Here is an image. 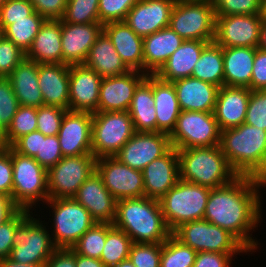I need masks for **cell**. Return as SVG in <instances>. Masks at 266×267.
Listing matches in <instances>:
<instances>
[{
  "label": "cell",
  "mask_w": 266,
  "mask_h": 267,
  "mask_svg": "<svg viewBox=\"0 0 266 267\" xmlns=\"http://www.w3.org/2000/svg\"><path fill=\"white\" fill-rule=\"evenodd\" d=\"M176 0H139L128 12L126 24L144 38L169 27Z\"/></svg>",
  "instance_id": "20"
},
{
  "label": "cell",
  "mask_w": 266,
  "mask_h": 267,
  "mask_svg": "<svg viewBox=\"0 0 266 267\" xmlns=\"http://www.w3.org/2000/svg\"><path fill=\"white\" fill-rule=\"evenodd\" d=\"M9 78L0 77V125L6 130L19 107Z\"/></svg>",
  "instance_id": "46"
},
{
  "label": "cell",
  "mask_w": 266,
  "mask_h": 267,
  "mask_svg": "<svg viewBox=\"0 0 266 267\" xmlns=\"http://www.w3.org/2000/svg\"><path fill=\"white\" fill-rule=\"evenodd\" d=\"M197 252L171 235L161 244L160 267H193Z\"/></svg>",
  "instance_id": "39"
},
{
  "label": "cell",
  "mask_w": 266,
  "mask_h": 267,
  "mask_svg": "<svg viewBox=\"0 0 266 267\" xmlns=\"http://www.w3.org/2000/svg\"><path fill=\"white\" fill-rule=\"evenodd\" d=\"M34 12L29 0H6L0 7V20L26 19Z\"/></svg>",
  "instance_id": "52"
},
{
  "label": "cell",
  "mask_w": 266,
  "mask_h": 267,
  "mask_svg": "<svg viewBox=\"0 0 266 267\" xmlns=\"http://www.w3.org/2000/svg\"><path fill=\"white\" fill-rule=\"evenodd\" d=\"M169 137L176 149L218 146L220 129L213 112L181 111Z\"/></svg>",
  "instance_id": "12"
},
{
  "label": "cell",
  "mask_w": 266,
  "mask_h": 267,
  "mask_svg": "<svg viewBox=\"0 0 266 267\" xmlns=\"http://www.w3.org/2000/svg\"><path fill=\"white\" fill-rule=\"evenodd\" d=\"M46 202L54 209V230L50 232L56 248H72L96 223L90 212L74 198L48 199Z\"/></svg>",
  "instance_id": "9"
},
{
  "label": "cell",
  "mask_w": 266,
  "mask_h": 267,
  "mask_svg": "<svg viewBox=\"0 0 266 267\" xmlns=\"http://www.w3.org/2000/svg\"><path fill=\"white\" fill-rule=\"evenodd\" d=\"M106 242V223L96 222L72 247L79 255L100 259Z\"/></svg>",
  "instance_id": "40"
},
{
  "label": "cell",
  "mask_w": 266,
  "mask_h": 267,
  "mask_svg": "<svg viewBox=\"0 0 266 267\" xmlns=\"http://www.w3.org/2000/svg\"><path fill=\"white\" fill-rule=\"evenodd\" d=\"M146 76L144 72L130 70L122 75L102 78L98 112L128 111L135 89Z\"/></svg>",
  "instance_id": "18"
},
{
  "label": "cell",
  "mask_w": 266,
  "mask_h": 267,
  "mask_svg": "<svg viewBox=\"0 0 266 267\" xmlns=\"http://www.w3.org/2000/svg\"><path fill=\"white\" fill-rule=\"evenodd\" d=\"M112 225L123 230L133 243L163 244L172 235L159 200L145 196L118 200Z\"/></svg>",
  "instance_id": "3"
},
{
  "label": "cell",
  "mask_w": 266,
  "mask_h": 267,
  "mask_svg": "<svg viewBox=\"0 0 266 267\" xmlns=\"http://www.w3.org/2000/svg\"><path fill=\"white\" fill-rule=\"evenodd\" d=\"M257 48L266 51V19L265 18H263V22L260 27L259 42H258Z\"/></svg>",
  "instance_id": "63"
},
{
  "label": "cell",
  "mask_w": 266,
  "mask_h": 267,
  "mask_svg": "<svg viewBox=\"0 0 266 267\" xmlns=\"http://www.w3.org/2000/svg\"><path fill=\"white\" fill-rule=\"evenodd\" d=\"M160 243H133L129 259L135 267H160Z\"/></svg>",
  "instance_id": "44"
},
{
  "label": "cell",
  "mask_w": 266,
  "mask_h": 267,
  "mask_svg": "<svg viewBox=\"0 0 266 267\" xmlns=\"http://www.w3.org/2000/svg\"><path fill=\"white\" fill-rule=\"evenodd\" d=\"M178 2H205L210 3L211 0H176Z\"/></svg>",
  "instance_id": "65"
},
{
  "label": "cell",
  "mask_w": 266,
  "mask_h": 267,
  "mask_svg": "<svg viewBox=\"0 0 266 267\" xmlns=\"http://www.w3.org/2000/svg\"><path fill=\"white\" fill-rule=\"evenodd\" d=\"M208 43L202 40H184L155 75L165 82L191 77L194 66Z\"/></svg>",
  "instance_id": "30"
},
{
  "label": "cell",
  "mask_w": 266,
  "mask_h": 267,
  "mask_svg": "<svg viewBox=\"0 0 266 267\" xmlns=\"http://www.w3.org/2000/svg\"><path fill=\"white\" fill-rule=\"evenodd\" d=\"M184 40L170 27L143 38V72L155 75Z\"/></svg>",
  "instance_id": "27"
},
{
  "label": "cell",
  "mask_w": 266,
  "mask_h": 267,
  "mask_svg": "<svg viewBox=\"0 0 266 267\" xmlns=\"http://www.w3.org/2000/svg\"><path fill=\"white\" fill-rule=\"evenodd\" d=\"M36 11L45 20H61L68 0H29Z\"/></svg>",
  "instance_id": "54"
},
{
  "label": "cell",
  "mask_w": 266,
  "mask_h": 267,
  "mask_svg": "<svg viewBox=\"0 0 266 267\" xmlns=\"http://www.w3.org/2000/svg\"><path fill=\"white\" fill-rule=\"evenodd\" d=\"M236 253L197 252L193 267H230Z\"/></svg>",
  "instance_id": "56"
},
{
  "label": "cell",
  "mask_w": 266,
  "mask_h": 267,
  "mask_svg": "<svg viewBox=\"0 0 266 267\" xmlns=\"http://www.w3.org/2000/svg\"><path fill=\"white\" fill-rule=\"evenodd\" d=\"M101 81L102 77L84 64L70 65L68 110L98 112Z\"/></svg>",
  "instance_id": "19"
},
{
  "label": "cell",
  "mask_w": 266,
  "mask_h": 267,
  "mask_svg": "<svg viewBox=\"0 0 266 267\" xmlns=\"http://www.w3.org/2000/svg\"><path fill=\"white\" fill-rule=\"evenodd\" d=\"M69 69L68 64H39L38 85L44 105L68 110L69 106Z\"/></svg>",
  "instance_id": "25"
},
{
  "label": "cell",
  "mask_w": 266,
  "mask_h": 267,
  "mask_svg": "<svg viewBox=\"0 0 266 267\" xmlns=\"http://www.w3.org/2000/svg\"><path fill=\"white\" fill-rule=\"evenodd\" d=\"M114 267H135V265L131 262L130 259H126L124 261H121L119 264H117Z\"/></svg>",
  "instance_id": "64"
},
{
  "label": "cell",
  "mask_w": 266,
  "mask_h": 267,
  "mask_svg": "<svg viewBox=\"0 0 266 267\" xmlns=\"http://www.w3.org/2000/svg\"><path fill=\"white\" fill-rule=\"evenodd\" d=\"M84 65L96 71L102 78L122 75L130 71L104 31L91 47Z\"/></svg>",
  "instance_id": "34"
},
{
  "label": "cell",
  "mask_w": 266,
  "mask_h": 267,
  "mask_svg": "<svg viewBox=\"0 0 266 267\" xmlns=\"http://www.w3.org/2000/svg\"><path fill=\"white\" fill-rule=\"evenodd\" d=\"M251 90L248 87L222 86L213 111L220 131L245 123Z\"/></svg>",
  "instance_id": "24"
},
{
  "label": "cell",
  "mask_w": 266,
  "mask_h": 267,
  "mask_svg": "<svg viewBox=\"0 0 266 267\" xmlns=\"http://www.w3.org/2000/svg\"><path fill=\"white\" fill-rule=\"evenodd\" d=\"M57 137L63 157L92 154V113L67 110Z\"/></svg>",
  "instance_id": "17"
},
{
  "label": "cell",
  "mask_w": 266,
  "mask_h": 267,
  "mask_svg": "<svg viewBox=\"0 0 266 267\" xmlns=\"http://www.w3.org/2000/svg\"><path fill=\"white\" fill-rule=\"evenodd\" d=\"M37 130V108L20 105L2 137L3 147L11 146L18 138Z\"/></svg>",
  "instance_id": "38"
},
{
  "label": "cell",
  "mask_w": 266,
  "mask_h": 267,
  "mask_svg": "<svg viewBox=\"0 0 266 267\" xmlns=\"http://www.w3.org/2000/svg\"><path fill=\"white\" fill-rule=\"evenodd\" d=\"M3 147V145H2V141H1V139H0V149Z\"/></svg>",
  "instance_id": "70"
},
{
  "label": "cell",
  "mask_w": 266,
  "mask_h": 267,
  "mask_svg": "<svg viewBox=\"0 0 266 267\" xmlns=\"http://www.w3.org/2000/svg\"><path fill=\"white\" fill-rule=\"evenodd\" d=\"M67 110L43 105L37 108V131L44 136H55L61 128L62 118Z\"/></svg>",
  "instance_id": "43"
},
{
  "label": "cell",
  "mask_w": 266,
  "mask_h": 267,
  "mask_svg": "<svg viewBox=\"0 0 266 267\" xmlns=\"http://www.w3.org/2000/svg\"><path fill=\"white\" fill-rule=\"evenodd\" d=\"M250 90H266V51L259 48L253 62Z\"/></svg>",
  "instance_id": "57"
},
{
  "label": "cell",
  "mask_w": 266,
  "mask_h": 267,
  "mask_svg": "<svg viewBox=\"0 0 266 267\" xmlns=\"http://www.w3.org/2000/svg\"><path fill=\"white\" fill-rule=\"evenodd\" d=\"M170 137L162 132H135L114 156L127 166L143 170L171 148Z\"/></svg>",
  "instance_id": "16"
},
{
  "label": "cell",
  "mask_w": 266,
  "mask_h": 267,
  "mask_svg": "<svg viewBox=\"0 0 266 267\" xmlns=\"http://www.w3.org/2000/svg\"><path fill=\"white\" fill-rule=\"evenodd\" d=\"M245 123L266 131V90L251 91Z\"/></svg>",
  "instance_id": "49"
},
{
  "label": "cell",
  "mask_w": 266,
  "mask_h": 267,
  "mask_svg": "<svg viewBox=\"0 0 266 267\" xmlns=\"http://www.w3.org/2000/svg\"><path fill=\"white\" fill-rule=\"evenodd\" d=\"M260 187L266 182L250 176H237L230 183L210 189L203 216L234 235L250 252L258 247L251 230L258 227L261 217Z\"/></svg>",
  "instance_id": "1"
},
{
  "label": "cell",
  "mask_w": 266,
  "mask_h": 267,
  "mask_svg": "<svg viewBox=\"0 0 266 267\" xmlns=\"http://www.w3.org/2000/svg\"><path fill=\"white\" fill-rule=\"evenodd\" d=\"M139 0H99V23L124 21Z\"/></svg>",
  "instance_id": "45"
},
{
  "label": "cell",
  "mask_w": 266,
  "mask_h": 267,
  "mask_svg": "<svg viewBox=\"0 0 266 267\" xmlns=\"http://www.w3.org/2000/svg\"><path fill=\"white\" fill-rule=\"evenodd\" d=\"M19 210L11 196L0 193V225L9 221Z\"/></svg>",
  "instance_id": "60"
},
{
  "label": "cell",
  "mask_w": 266,
  "mask_h": 267,
  "mask_svg": "<svg viewBox=\"0 0 266 267\" xmlns=\"http://www.w3.org/2000/svg\"><path fill=\"white\" fill-rule=\"evenodd\" d=\"M135 132H157L156 110H128Z\"/></svg>",
  "instance_id": "55"
},
{
  "label": "cell",
  "mask_w": 266,
  "mask_h": 267,
  "mask_svg": "<svg viewBox=\"0 0 266 267\" xmlns=\"http://www.w3.org/2000/svg\"><path fill=\"white\" fill-rule=\"evenodd\" d=\"M132 244L133 241L123 230L106 223V242L100 260L106 267H114L129 259Z\"/></svg>",
  "instance_id": "37"
},
{
  "label": "cell",
  "mask_w": 266,
  "mask_h": 267,
  "mask_svg": "<svg viewBox=\"0 0 266 267\" xmlns=\"http://www.w3.org/2000/svg\"><path fill=\"white\" fill-rule=\"evenodd\" d=\"M172 235L196 252H250L234 235L207 220H194L177 227Z\"/></svg>",
  "instance_id": "8"
},
{
  "label": "cell",
  "mask_w": 266,
  "mask_h": 267,
  "mask_svg": "<svg viewBox=\"0 0 266 267\" xmlns=\"http://www.w3.org/2000/svg\"><path fill=\"white\" fill-rule=\"evenodd\" d=\"M257 47L223 48L224 85L248 87Z\"/></svg>",
  "instance_id": "33"
},
{
  "label": "cell",
  "mask_w": 266,
  "mask_h": 267,
  "mask_svg": "<svg viewBox=\"0 0 266 267\" xmlns=\"http://www.w3.org/2000/svg\"><path fill=\"white\" fill-rule=\"evenodd\" d=\"M45 19L34 11L26 19L0 20L4 29V37L11 40L25 53L29 50L35 36Z\"/></svg>",
  "instance_id": "36"
},
{
  "label": "cell",
  "mask_w": 266,
  "mask_h": 267,
  "mask_svg": "<svg viewBox=\"0 0 266 267\" xmlns=\"http://www.w3.org/2000/svg\"><path fill=\"white\" fill-rule=\"evenodd\" d=\"M145 197L160 200L179 180L177 149L171 147L143 170Z\"/></svg>",
  "instance_id": "22"
},
{
  "label": "cell",
  "mask_w": 266,
  "mask_h": 267,
  "mask_svg": "<svg viewBox=\"0 0 266 267\" xmlns=\"http://www.w3.org/2000/svg\"><path fill=\"white\" fill-rule=\"evenodd\" d=\"M215 25V11L210 3L175 2L169 27L183 40L213 42Z\"/></svg>",
  "instance_id": "11"
},
{
  "label": "cell",
  "mask_w": 266,
  "mask_h": 267,
  "mask_svg": "<svg viewBox=\"0 0 266 267\" xmlns=\"http://www.w3.org/2000/svg\"><path fill=\"white\" fill-rule=\"evenodd\" d=\"M262 14L216 16L214 41L222 48L258 47Z\"/></svg>",
  "instance_id": "15"
},
{
  "label": "cell",
  "mask_w": 266,
  "mask_h": 267,
  "mask_svg": "<svg viewBox=\"0 0 266 267\" xmlns=\"http://www.w3.org/2000/svg\"><path fill=\"white\" fill-rule=\"evenodd\" d=\"M95 171L117 201L145 196L142 171L121 163L116 157L96 159Z\"/></svg>",
  "instance_id": "14"
},
{
  "label": "cell",
  "mask_w": 266,
  "mask_h": 267,
  "mask_svg": "<svg viewBox=\"0 0 266 267\" xmlns=\"http://www.w3.org/2000/svg\"><path fill=\"white\" fill-rule=\"evenodd\" d=\"M181 111L213 112L219 87L187 77L172 82Z\"/></svg>",
  "instance_id": "26"
},
{
  "label": "cell",
  "mask_w": 266,
  "mask_h": 267,
  "mask_svg": "<svg viewBox=\"0 0 266 267\" xmlns=\"http://www.w3.org/2000/svg\"><path fill=\"white\" fill-rule=\"evenodd\" d=\"M5 133V129L0 125V139L2 140V137Z\"/></svg>",
  "instance_id": "68"
},
{
  "label": "cell",
  "mask_w": 266,
  "mask_h": 267,
  "mask_svg": "<svg viewBox=\"0 0 266 267\" xmlns=\"http://www.w3.org/2000/svg\"><path fill=\"white\" fill-rule=\"evenodd\" d=\"M13 186V168L11 146L0 149V193L11 196Z\"/></svg>",
  "instance_id": "53"
},
{
  "label": "cell",
  "mask_w": 266,
  "mask_h": 267,
  "mask_svg": "<svg viewBox=\"0 0 266 267\" xmlns=\"http://www.w3.org/2000/svg\"><path fill=\"white\" fill-rule=\"evenodd\" d=\"M29 210L20 209L9 221L0 225V260L9 258L13 247L15 229L30 215Z\"/></svg>",
  "instance_id": "50"
},
{
  "label": "cell",
  "mask_w": 266,
  "mask_h": 267,
  "mask_svg": "<svg viewBox=\"0 0 266 267\" xmlns=\"http://www.w3.org/2000/svg\"><path fill=\"white\" fill-rule=\"evenodd\" d=\"M219 88L224 86L223 48L215 41L209 42L194 66L192 76Z\"/></svg>",
  "instance_id": "35"
},
{
  "label": "cell",
  "mask_w": 266,
  "mask_h": 267,
  "mask_svg": "<svg viewBox=\"0 0 266 267\" xmlns=\"http://www.w3.org/2000/svg\"><path fill=\"white\" fill-rule=\"evenodd\" d=\"M154 103L153 75H147L135 89L129 110L152 109Z\"/></svg>",
  "instance_id": "51"
},
{
  "label": "cell",
  "mask_w": 266,
  "mask_h": 267,
  "mask_svg": "<svg viewBox=\"0 0 266 267\" xmlns=\"http://www.w3.org/2000/svg\"><path fill=\"white\" fill-rule=\"evenodd\" d=\"M266 131L241 124L220 131L219 147L238 176H250L266 182Z\"/></svg>",
  "instance_id": "2"
},
{
  "label": "cell",
  "mask_w": 266,
  "mask_h": 267,
  "mask_svg": "<svg viewBox=\"0 0 266 267\" xmlns=\"http://www.w3.org/2000/svg\"><path fill=\"white\" fill-rule=\"evenodd\" d=\"M0 267H44V265L16 263L9 258H5L0 260Z\"/></svg>",
  "instance_id": "62"
},
{
  "label": "cell",
  "mask_w": 266,
  "mask_h": 267,
  "mask_svg": "<svg viewBox=\"0 0 266 267\" xmlns=\"http://www.w3.org/2000/svg\"><path fill=\"white\" fill-rule=\"evenodd\" d=\"M93 154L63 157L47 171L49 199L73 198L95 171Z\"/></svg>",
  "instance_id": "13"
},
{
  "label": "cell",
  "mask_w": 266,
  "mask_h": 267,
  "mask_svg": "<svg viewBox=\"0 0 266 267\" xmlns=\"http://www.w3.org/2000/svg\"><path fill=\"white\" fill-rule=\"evenodd\" d=\"M4 38V29L0 24V41Z\"/></svg>",
  "instance_id": "67"
},
{
  "label": "cell",
  "mask_w": 266,
  "mask_h": 267,
  "mask_svg": "<svg viewBox=\"0 0 266 267\" xmlns=\"http://www.w3.org/2000/svg\"><path fill=\"white\" fill-rule=\"evenodd\" d=\"M29 215L16 229L9 256L13 262L44 265L57 249L43 221Z\"/></svg>",
  "instance_id": "10"
},
{
  "label": "cell",
  "mask_w": 266,
  "mask_h": 267,
  "mask_svg": "<svg viewBox=\"0 0 266 267\" xmlns=\"http://www.w3.org/2000/svg\"><path fill=\"white\" fill-rule=\"evenodd\" d=\"M44 267H76V252L72 248H57Z\"/></svg>",
  "instance_id": "59"
},
{
  "label": "cell",
  "mask_w": 266,
  "mask_h": 267,
  "mask_svg": "<svg viewBox=\"0 0 266 267\" xmlns=\"http://www.w3.org/2000/svg\"><path fill=\"white\" fill-rule=\"evenodd\" d=\"M25 58V52L7 38L0 41V77L8 78Z\"/></svg>",
  "instance_id": "48"
},
{
  "label": "cell",
  "mask_w": 266,
  "mask_h": 267,
  "mask_svg": "<svg viewBox=\"0 0 266 267\" xmlns=\"http://www.w3.org/2000/svg\"><path fill=\"white\" fill-rule=\"evenodd\" d=\"M25 57L38 64H63L61 20H45Z\"/></svg>",
  "instance_id": "29"
},
{
  "label": "cell",
  "mask_w": 266,
  "mask_h": 267,
  "mask_svg": "<svg viewBox=\"0 0 266 267\" xmlns=\"http://www.w3.org/2000/svg\"><path fill=\"white\" fill-rule=\"evenodd\" d=\"M98 223H113L116 214V198L106 189L96 171L79 187L73 197Z\"/></svg>",
  "instance_id": "23"
},
{
  "label": "cell",
  "mask_w": 266,
  "mask_h": 267,
  "mask_svg": "<svg viewBox=\"0 0 266 267\" xmlns=\"http://www.w3.org/2000/svg\"><path fill=\"white\" fill-rule=\"evenodd\" d=\"M103 31L99 22L73 24L61 21V47L63 64H84L91 47Z\"/></svg>",
  "instance_id": "21"
},
{
  "label": "cell",
  "mask_w": 266,
  "mask_h": 267,
  "mask_svg": "<svg viewBox=\"0 0 266 267\" xmlns=\"http://www.w3.org/2000/svg\"><path fill=\"white\" fill-rule=\"evenodd\" d=\"M40 131H33L18 138L11 147L18 153L35 157L39 151Z\"/></svg>",
  "instance_id": "58"
},
{
  "label": "cell",
  "mask_w": 266,
  "mask_h": 267,
  "mask_svg": "<svg viewBox=\"0 0 266 267\" xmlns=\"http://www.w3.org/2000/svg\"><path fill=\"white\" fill-rule=\"evenodd\" d=\"M263 0H211L215 16L262 14Z\"/></svg>",
  "instance_id": "42"
},
{
  "label": "cell",
  "mask_w": 266,
  "mask_h": 267,
  "mask_svg": "<svg viewBox=\"0 0 266 267\" xmlns=\"http://www.w3.org/2000/svg\"><path fill=\"white\" fill-rule=\"evenodd\" d=\"M153 96L155 101L157 132L170 135L181 113L173 83L162 81L156 75H153Z\"/></svg>",
  "instance_id": "32"
},
{
  "label": "cell",
  "mask_w": 266,
  "mask_h": 267,
  "mask_svg": "<svg viewBox=\"0 0 266 267\" xmlns=\"http://www.w3.org/2000/svg\"><path fill=\"white\" fill-rule=\"evenodd\" d=\"M76 267H106L100 259L84 257L76 253Z\"/></svg>",
  "instance_id": "61"
},
{
  "label": "cell",
  "mask_w": 266,
  "mask_h": 267,
  "mask_svg": "<svg viewBox=\"0 0 266 267\" xmlns=\"http://www.w3.org/2000/svg\"><path fill=\"white\" fill-rule=\"evenodd\" d=\"M103 31L112 41L121 60L130 70L143 72V38L125 21L103 24Z\"/></svg>",
  "instance_id": "28"
},
{
  "label": "cell",
  "mask_w": 266,
  "mask_h": 267,
  "mask_svg": "<svg viewBox=\"0 0 266 267\" xmlns=\"http://www.w3.org/2000/svg\"><path fill=\"white\" fill-rule=\"evenodd\" d=\"M179 179L209 187L224 186L238 175L218 146L177 149Z\"/></svg>",
  "instance_id": "4"
},
{
  "label": "cell",
  "mask_w": 266,
  "mask_h": 267,
  "mask_svg": "<svg viewBox=\"0 0 266 267\" xmlns=\"http://www.w3.org/2000/svg\"><path fill=\"white\" fill-rule=\"evenodd\" d=\"M13 168L12 199L20 208L31 210L36 202L49 199L47 170L34 157L16 152L11 147ZM44 200V201H43Z\"/></svg>",
  "instance_id": "6"
},
{
  "label": "cell",
  "mask_w": 266,
  "mask_h": 267,
  "mask_svg": "<svg viewBox=\"0 0 266 267\" xmlns=\"http://www.w3.org/2000/svg\"><path fill=\"white\" fill-rule=\"evenodd\" d=\"M63 158L57 135L44 136L40 132L39 151L34 159L47 171Z\"/></svg>",
  "instance_id": "47"
},
{
  "label": "cell",
  "mask_w": 266,
  "mask_h": 267,
  "mask_svg": "<svg viewBox=\"0 0 266 267\" xmlns=\"http://www.w3.org/2000/svg\"><path fill=\"white\" fill-rule=\"evenodd\" d=\"M134 133L128 111L92 113V154L114 157Z\"/></svg>",
  "instance_id": "7"
},
{
  "label": "cell",
  "mask_w": 266,
  "mask_h": 267,
  "mask_svg": "<svg viewBox=\"0 0 266 267\" xmlns=\"http://www.w3.org/2000/svg\"><path fill=\"white\" fill-rule=\"evenodd\" d=\"M210 189L179 179L159 200L165 223L171 232L181 224L203 219Z\"/></svg>",
  "instance_id": "5"
},
{
  "label": "cell",
  "mask_w": 266,
  "mask_h": 267,
  "mask_svg": "<svg viewBox=\"0 0 266 267\" xmlns=\"http://www.w3.org/2000/svg\"><path fill=\"white\" fill-rule=\"evenodd\" d=\"M6 0H0V7Z\"/></svg>",
  "instance_id": "69"
},
{
  "label": "cell",
  "mask_w": 266,
  "mask_h": 267,
  "mask_svg": "<svg viewBox=\"0 0 266 267\" xmlns=\"http://www.w3.org/2000/svg\"><path fill=\"white\" fill-rule=\"evenodd\" d=\"M262 16L266 19V0L262 2Z\"/></svg>",
  "instance_id": "66"
},
{
  "label": "cell",
  "mask_w": 266,
  "mask_h": 267,
  "mask_svg": "<svg viewBox=\"0 0 266 267\" xmlns=\"http://www.w3.org/2000/svg\"><path fill=\"white\" fill-rule=\"evenodd\" d=\"M38 65L25 57L8 77L19 105L35 108L44 105L38 85Z\"/></svg>",
  "instance_id": "31"
},
{
  "label": "cell",
  "mask_w": 266,
  "mask_h": 267,
  "mask_svg": "<svg viewBox=\"0 0 266 267\" xmlns=\"http://www.w3.org/2000/svg\"><path fill=\"white\" fill-rule=\"evenodd\" d=\"M99 0H68L62 22L89 24L99 22Z\"/></svg>",
  "instance_id": "41"
}]
</instances>
